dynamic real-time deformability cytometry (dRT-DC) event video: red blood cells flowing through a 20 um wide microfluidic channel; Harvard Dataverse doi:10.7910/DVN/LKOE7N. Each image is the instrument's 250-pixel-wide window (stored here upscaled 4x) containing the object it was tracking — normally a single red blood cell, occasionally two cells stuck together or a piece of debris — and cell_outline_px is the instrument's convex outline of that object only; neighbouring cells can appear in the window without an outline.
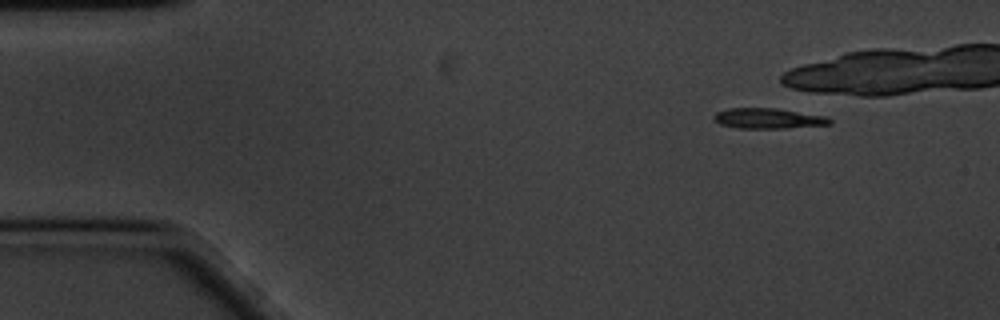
{"species": "common noctule bat (a hibernating species)", "species_latin": "Nyctalus noctula", "temperature_condition": "cold", "stored_images_in_passage": 4, "camera_frame_rate_fps": 3000, "um_per_image_px": 0.085, "animal": {"sex": "male", "body_mass_g": 20.1, "forearm_length_mm": 53.5}, "frame": {"image": 1, "passage_image": 1, "time_ms": 0.0, "image_size_px": [1000, 320], "cell_outline_px": [[832, 124], [784, 128], [740, 128], [720, 124], [712, 120], [712, 116], [716, 112], [728, 108], [776, 108], [828, 116], [832, 120]], "centroid_in_image_um": [65.29, 10.06], "position_along_channel_um": 19.7, "area_um2": 13.87}}